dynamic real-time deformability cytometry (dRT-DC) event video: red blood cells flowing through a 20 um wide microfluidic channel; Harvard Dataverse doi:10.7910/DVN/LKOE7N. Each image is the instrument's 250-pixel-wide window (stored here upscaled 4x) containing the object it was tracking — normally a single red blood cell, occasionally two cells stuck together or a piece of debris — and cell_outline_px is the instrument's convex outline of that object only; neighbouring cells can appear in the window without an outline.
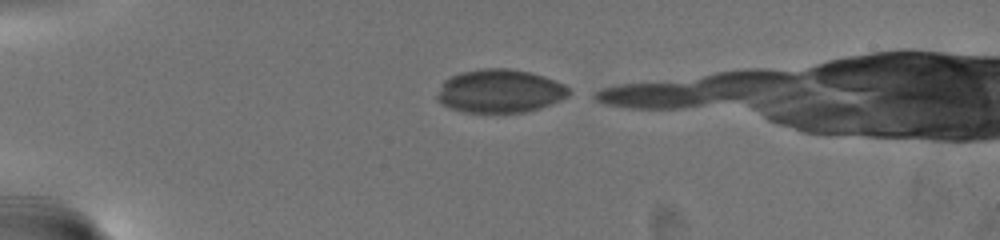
{"species": "common noctule bat (a hibernating species)", "species_latin": "Nyctalus noctula", "temperature_condition": "warm", "stored_images_in_passage": 10, "camera_frame_rate_fps": 3000, "um_per_image_px": 0.085, "animal": {"sex": "female", "body_mass_g": 19.5, "forearm_length_mm": 54.1}, "frame": {"image": 1, "passage_image": 1, "time_ms": 0.0, "image_size_px": [1000, 240], "cell_outline_px": [[572, 92], [568, 96], [560, 100], [540, 108], [524, 112], [464, 112], [448, 108], [436, 100], [436, 96], [444, 80], [460, 72], [480, 68], [508, 68], [532, 72], [544, 76], [564, 84]], "centroid_in_image_um": [42.48, 7.73], "position_along_channel_um": 42.5, "area_um2": 33.47}}